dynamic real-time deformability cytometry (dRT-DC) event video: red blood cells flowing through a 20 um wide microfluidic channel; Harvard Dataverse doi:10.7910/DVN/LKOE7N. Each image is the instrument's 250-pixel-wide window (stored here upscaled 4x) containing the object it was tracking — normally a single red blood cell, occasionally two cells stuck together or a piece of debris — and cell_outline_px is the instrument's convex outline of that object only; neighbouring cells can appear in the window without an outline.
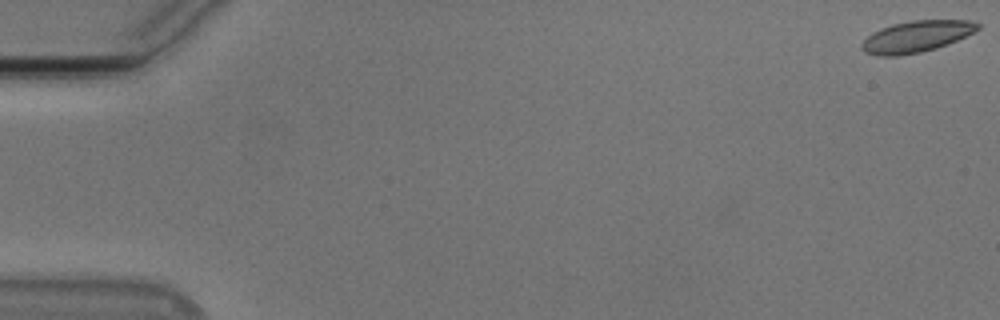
{"species": "Egyptian fruit bat (a non-hibernating species)", "species_latin": "Rousettus aegyptiacus", "temperature_condition": "cold", "stored_images_in_passage": 50, "camera_frame_rate_fps": 3000, "um_per_image_px": 0.085, "animal": {"sex": "male"}, "frame": {"image": 1, "passage_image": 1, "time_ms": 0.0, "image_size_px": [1000, 320], "cell_outline_px": [[980, 28], [956, 40], [936, 48], [920, 52], [896, 56], [880, 56], [864, 52], [860, 48], [860, 44], [872, 32], [880, 28], [892, 24], [912, 20], [968, 20], [980, 24]], "centroid_in_image_um": [77.84, 3.1], "position_along_channel_um": 7.2, "area_um2": 21.1}}
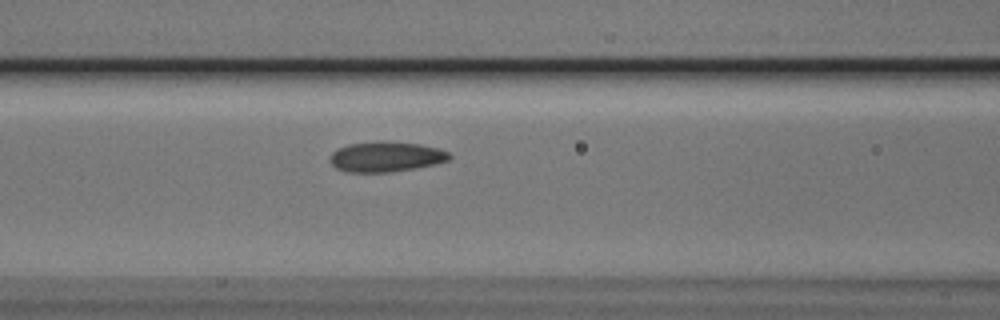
{"frame": {"image": 2, "passage_image": 24, "time_ms": 7.667, "image_size_px": [1000, 320], "cell_outline_px": [[452, 156], [448, 160], [436, 164], [416, 168], [392, 172], [348, 172], [336, 168], [328, 160], [332, 152], [336, 148], [348, 144], [380, 140], [384, 140], [420, 144], [440, 148], [448, 152]], "centroid_in_image_um": [32.8, 13.31], "position_along_channel_um": 133.8, "area_um2": 21.44}}
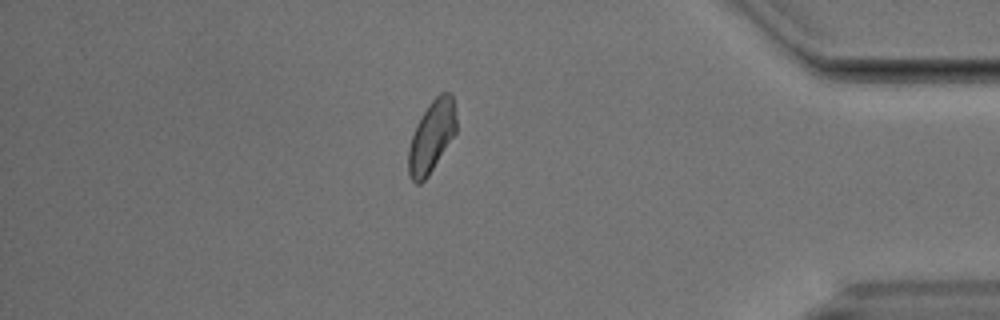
{"frame": {"image": 3, "passage_image": 48, "time_ms": 15.667, "image_size_px": [1000, 320], "cell_outline_px": [[456, 132], [428, 176], [420, 184], [416, 184], [408, 176], [408, 148], [416, 124], [432, 100], [440, 92], [452, 92], [456, 116]], "centroid_in_image_um": [36.68, 11.61], "position_along_channel_um": 398.5, "area_um2": 19.94}, "authors_computed_cell_mechanics": {"area_um2": 21.0103, "velocity_mm_per_s": 3.7431, "shape_relaxation_time_tau1_ms": 3.0861, "shape_relaxation_time_tau2_ms": 3.1527, "deformation_change_tau1": 0.0851, "deformation_change_tau2": 0.0633}}